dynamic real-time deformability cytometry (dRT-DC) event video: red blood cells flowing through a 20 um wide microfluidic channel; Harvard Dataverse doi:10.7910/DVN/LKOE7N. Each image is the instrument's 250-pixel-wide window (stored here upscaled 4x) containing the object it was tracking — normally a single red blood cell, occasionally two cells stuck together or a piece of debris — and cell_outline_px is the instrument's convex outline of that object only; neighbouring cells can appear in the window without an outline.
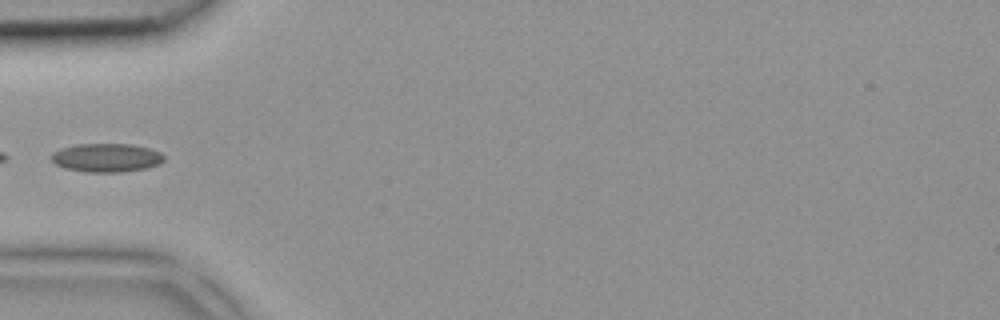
{"species": "common noctule bat (a hibernating species)", "species_latin": "Nyctalus noctula", "temperature_condition": "room temperature", "stored_images_in_passage": 4, "camera_frame_rate_fps": 3000, "um_per_image_px": 0.085, "animal": {"sex": "female", "body_mass_g": 18.4}, "frame": {"image": 1, "passage_image": 4, "time_ms": 1.0, "image_size_px": [1000, 320], "cell_outline_px": [[164, 160], [160, 164], [148, 168], [120, 172], [84, 172], [64, 168], [56, 164], [52, 160], [52, 152], [60, 148], [76, 144], [132, 144], [148, 148], [160, 152], [164, 156]], "centroid_in_image_um": [9.05, 13.41], "position_along_channel_um": 76.0, "area_um2": 18.9}}